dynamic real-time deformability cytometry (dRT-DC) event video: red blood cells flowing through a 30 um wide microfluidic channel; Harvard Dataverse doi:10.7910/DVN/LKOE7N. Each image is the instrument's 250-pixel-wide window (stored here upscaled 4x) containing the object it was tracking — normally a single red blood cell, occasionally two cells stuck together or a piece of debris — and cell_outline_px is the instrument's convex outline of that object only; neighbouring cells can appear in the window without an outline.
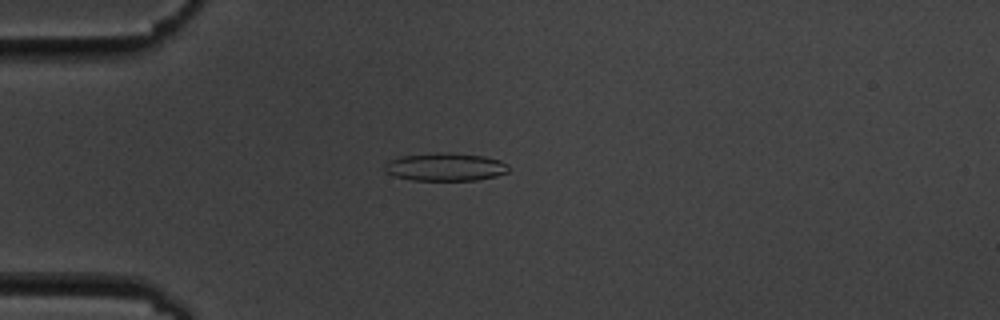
{"species": "common noctule bat (a hibernating species)", "species_latin": "Nyctalus noctula", "temperature_condition": "cold", "stored_images_in_passage": 55, "camera_frame_rate_fps": 3000, "um_per_image_px": 0.085, "animal": {"sex": "male", "body_mass_g": 19.5, "forearm_length_mm": 54.6}, "frame": {"image": 1, "passage_image": 14, "time_ms": 4.333, "image_size_px": [1000, 320], "cell_outline_px": [[508, 172], [496, 176], [476, 180], [412, 180], [396, 176], [384, 172], [384, 164], [400, 156], [436, 152], [452, 152], [484, 156], [500, 160], [508, 164]], "centroid_in_image_um": [37.86, 14.18], "position_along_channel_um": 47.1, "area_um2": 20.35}}
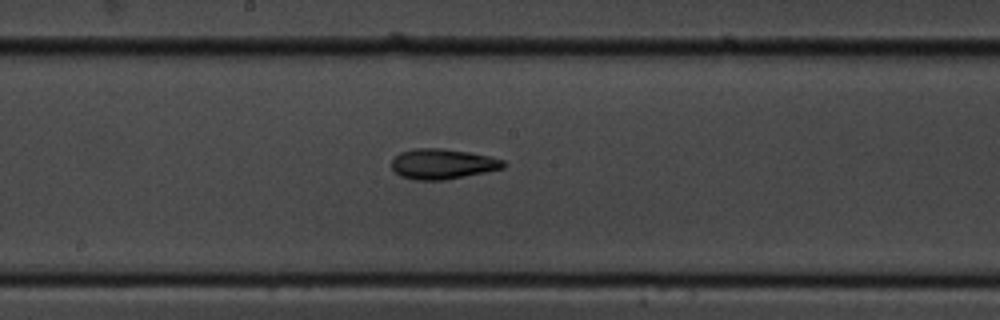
{"frame": {"image": 2, "passage_image": 29, "time_ms": 9.333, "image_size_px": [1000, 320], "cell_outline_px": [[508, 164], [504, 168], [444, 180], [412, 180], [400, 176], [392, 168], [392, 160], [400, 152], [416, 148], [440, 148], [468, 152], [488, 156], [504, 160]], "centroid_in_image_um": [37.61, 13.94], "position_along_channel_um": 210.6, "area_um2": 19.65}}
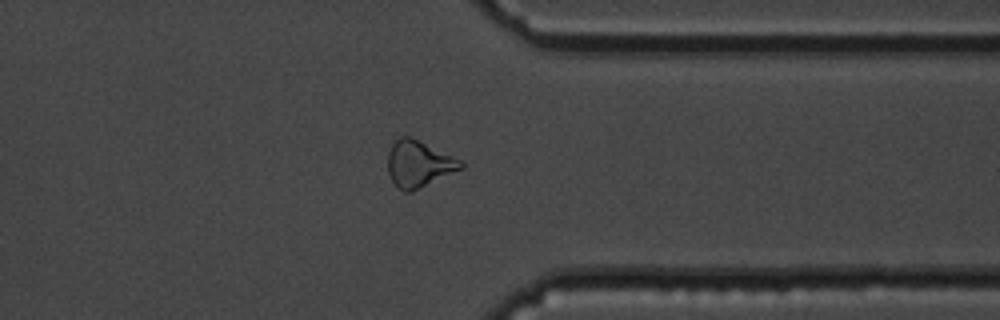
{"frame": {"image": 3, "passage_image": 43, "time_ms": 14.0, "image_size_px": [1000, 320], "cell_outline_px": [[464, 168], [412, 192], [404, 192], [392, 180], [388, 172], [388, 152], [392, 144], [400, 136], [412, 136], [460, 160], [464, 164]], "centroid_in_image_um": [35.59, 13.92], "position_along_channel_um": 375.8, "area_um2": 19.77}, "authors_computed_cell_mechanics": {"area_um2": 19.941, "velocity_mm_per_s": 3.6146, "shape_relaxation_time_tau1_ms": 11.1975, "shape_relaxation_time_tau2_ms": 5.4242, "deformation_change_tau1": 0.1881, "deformation_change_tau2": 0.1368}}